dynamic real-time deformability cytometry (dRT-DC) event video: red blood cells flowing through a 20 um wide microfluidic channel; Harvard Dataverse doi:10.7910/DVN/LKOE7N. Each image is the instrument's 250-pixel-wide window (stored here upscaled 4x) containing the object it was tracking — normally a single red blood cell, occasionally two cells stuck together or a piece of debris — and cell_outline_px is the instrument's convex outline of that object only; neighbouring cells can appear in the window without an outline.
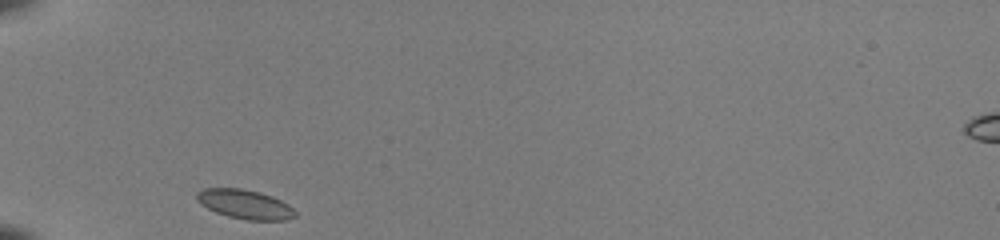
{"species": "common noctule bat (a hibernating species)", "species_latin": "Nyctalus noctula", "temperature_condition": "room temperature", "stored_images_in_passage": 35, "camera_frame_rate_fps": 3000, "um_per_image_px": 0.085, "animal": {"sex": "female", "body_mass_g": 22.0, "forearm_length_mm": 56.7}, "frame": {"image": 1, "passage_image": 1, "time_ms": 0.0, "image_size_px": [1000, 240], "cell_outline_px": [[296, 216], [284, 220], [248, 220], [228, 216], [216, 212], [200, 204], [196, 200], [196, 192], [204, 188], [240, 188], [260, 192], [272, 196], [288, 204], [296, 212]], "centroid_in_image_um": [20.8, 17.35], "position_along_channel_um": 64.2, "area_um2": 16.76}}
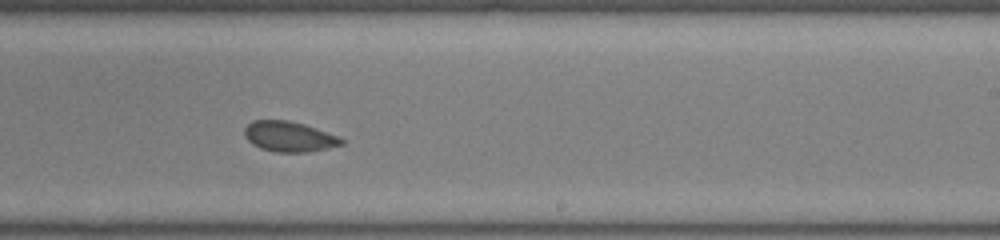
{"frame": {"image": 2, "passage_image": 18, "time_ms": 5.667, "image_size_px": [1000, 240], "cell_outline_px": [[344, 144], [328, 148], [308, 152], [276, 152], [260, 148], [252, 144], [244, 136], [244, 128], [252, 120], [288, 120], [304, 124], [340, 136], [344, 140]], "centroid_in_image_um": [24.58, 11.61], "position_along_channel_um": 264.4, "area_um2": 17.28}}
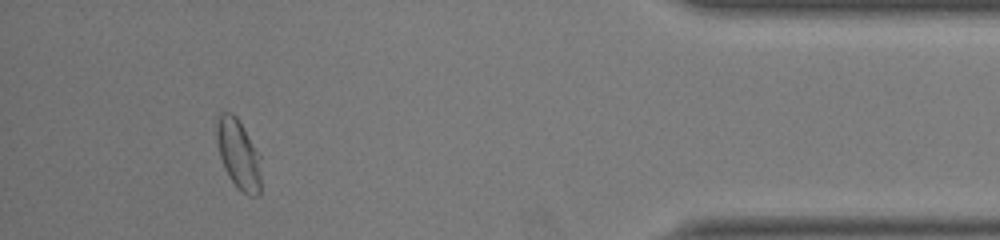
{"frame": {"image": 3, "passage_image": 32, "time_ms": 10.333, "image_size_px": [1000, 240], "cell_outline_px": [[260, 192], [256, 196], [248, 196], [228, 176], [224, 168], [220, 156], [216, 140], [216, 120], [220, 112], [232, 112], [236, 116], [244, 128], [260, 156]], "centroid_in_image_um": [20.25, 13.06], "position_along_channel_um": 415.0, "area_um2": 17.92}}